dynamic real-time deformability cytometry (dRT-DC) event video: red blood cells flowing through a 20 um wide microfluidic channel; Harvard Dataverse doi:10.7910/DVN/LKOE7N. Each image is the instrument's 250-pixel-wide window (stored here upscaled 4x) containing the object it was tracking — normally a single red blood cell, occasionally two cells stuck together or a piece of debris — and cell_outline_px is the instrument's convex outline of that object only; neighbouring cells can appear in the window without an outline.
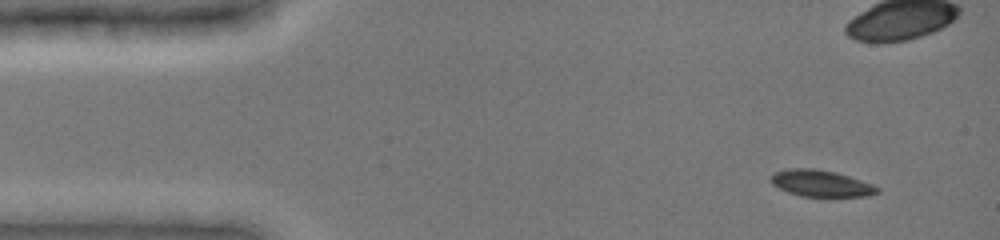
{"species": "common noctule bat (a hibernating species)", "species_latin": "Nyctalus noctula", "temperature_condition": "cold", "stored_images_in_passage": 46, "camera_frame_rate_fps": 3000, "um_per_image_px": 0.085, "animal": {"sex": "female", "body_mass_g": 19.0, "forearm_length_mm": 51.5}, "frame": {"image": 1, "passage_image": 1, "time_ms": 0.0, "image_size_px": [1000, 240], "cell_outline_px": [[880, 192], [868, 196], [800, 196], [788, 192], [772, 184], [772, 172], [788, 168], [816, 168], [836, 172], [872, 184], [880, 188]], "centroid_in_image_um": [69.78, 15.57], "position_along_channel_um": 15.2, "area_um2": 16.42}}
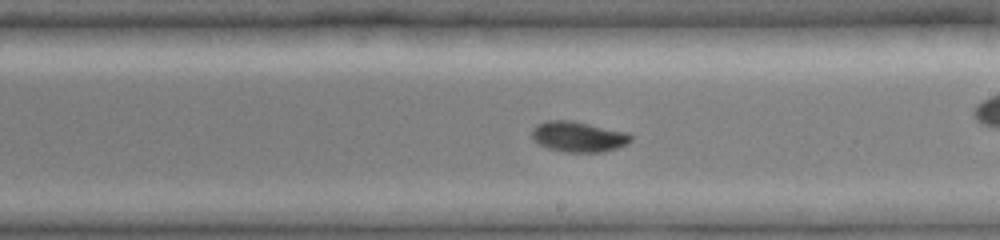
{"frame": {"image": 2, "passage_image": 25, "time_ms": 8.0, "image_size_px": [1000, 240], "cell_outline_px": [[632, 140], [628, 144], [616, 148], [600, 152], [564, 152], [548, 148], [532, 140], [532, 128], [536, 124], [548, 120], [572, 120], [628, 132], [632, 136]], "centroid_in_image_um": [49.16, 11.61], "position_along_channel_um": 239.8, "area_um2": 17.74}}
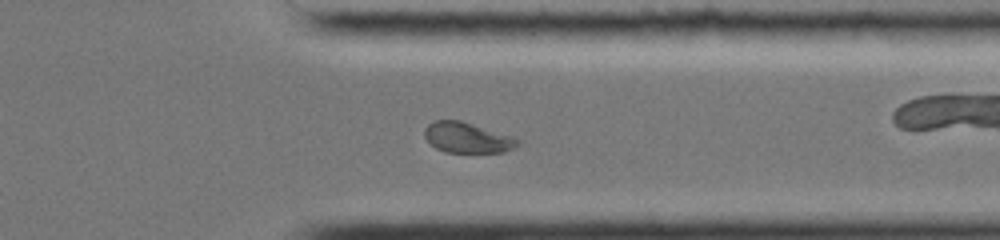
{"frame": {"image": 3, "passage_image": 35, "time_ms": 11.333, "image_size_px": [1000, 240], "cell_outline_px": [[520, 144], [504, 152], [444, 152], [436, 148], [424, 136], [424, 128], [428, 124], [436, 120], [460, 120], [512, 136], [520, 140]], "centroid_in_image_um": [39.71, 11.7], "position_along_channel_um": 371.7, "area_um2": 16.42}, "authors_computed_cell_mechanics": {"area_um2": 17.9469, "velocity_mm_per_s": 3.9353, "shape_relaxation_time_tau1_ms": 3.5873, "shape_relaxation_time_tau2_ms": 7.0675, "deformation_change_tau1": 0.1169, "deformation_change_tau2": 0.0638}}